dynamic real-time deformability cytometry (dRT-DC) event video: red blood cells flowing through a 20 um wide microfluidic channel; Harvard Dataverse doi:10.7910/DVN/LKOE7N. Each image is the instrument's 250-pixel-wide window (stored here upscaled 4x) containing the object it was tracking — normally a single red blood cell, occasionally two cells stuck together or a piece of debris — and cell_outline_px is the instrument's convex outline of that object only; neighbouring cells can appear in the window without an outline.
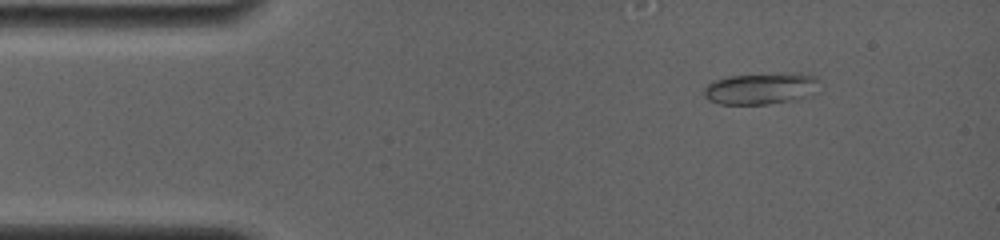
{"species": "common noctule bat (a hibernating species)", "species_latin": "Nyctalus noctula", "temperature_condition": "room temperature", "stored_images_in_passage": 37, "camera_frame_rate_fps": 4000, "um_per_image_px": 0.085, "animal": {"sex": "female", "body_mass_g": 19.0, "forearm_length_mm": 56.7}, "frame": {"image": 1, "passage_image": 1, "time_ms": 0.0, "image_size_px": [1000, 240], "cell_outline_px": [[820, 80], [808, 96], [796, 100], [768, 104], [720, 104], [708, 100], [704, 96], [704, 88], [712, 80], [728, 76], [784, 72], [800, 72], [816, 76]], "centroid_in_image_um": [64.66, 7.5], "position_along_channel_um": 20.3, "area_um2": 21.56}}
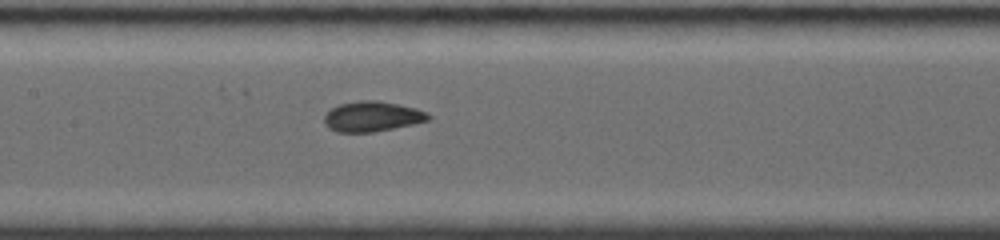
{"frame": {"image": 2, "passage_image": 18, "time_ms": 5.75, "image_size_px": [1000, 240], "cell_outline_px": [[432, 116], [428, 120], [412, 124], [372, 132], [336, 132], [328, 128], [324, 124], [324, 116], [332, 108], [340, 104], [360, 100], [376, 100], [416, 108]], "centroid_in_image_um": [31.59, 9.9], "position_along_channel_um": 175.8, "area_um2": 18.09}}
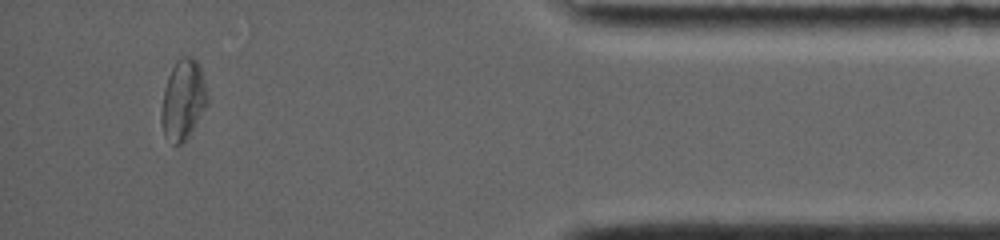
{"frame": {"image": 3, "passage_image": 33, "time_ms": 13.0, "image_size_px": [1000, 240], "cell_outline_px": [[208, 104], [184, 140], [180, 144], [176, 144], [164, 136], [160, 120], [160, 116], [164, 88], [168, 76], [176, 60], [180, 56], [192, 56], [200, 64], [208, 100]], "centroid_in_image_um": [15.54, 8.43], "position_along_channel_um": 419.7, "area_um2": 21.27}, "authors_computed_cell_mechanics": {"area_um2": 18.3804, "velocity_mm_per_s": 3.8856, "shape_relaxation_time_tau1_ms": 10.6049, "shape_relaxation_time_tau2_ms": 0.7667, "deformation_change_tau1": 0.2184, "deformation_change_tau2": 0.0476}}